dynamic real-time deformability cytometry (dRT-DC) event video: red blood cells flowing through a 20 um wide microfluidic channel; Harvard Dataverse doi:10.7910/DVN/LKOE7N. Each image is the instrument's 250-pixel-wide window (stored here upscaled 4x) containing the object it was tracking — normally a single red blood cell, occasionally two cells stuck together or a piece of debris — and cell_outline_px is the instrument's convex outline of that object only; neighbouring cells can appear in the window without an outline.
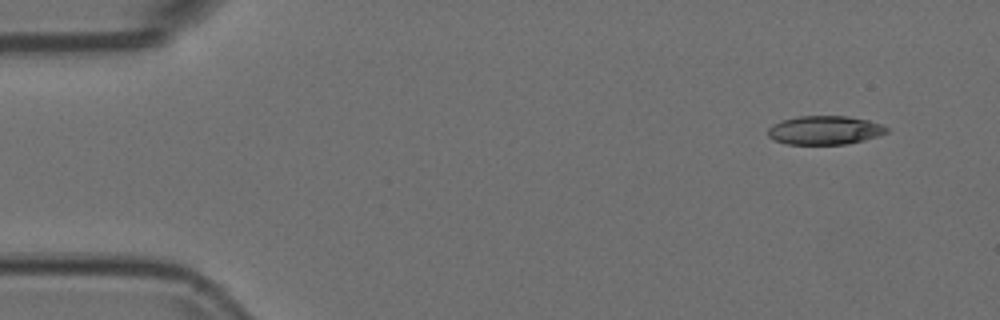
{"species": "Egyptian fruit bat (a non-hibernating species)", "species_latin": "Rousettus aegyptiacus", "temperature_condition": "room temperature", "stored_images_in_passage": 50, "camera_frame_rate_fps": 3000, "um_per_image_px": 0.085, "animal": {"sex": "female"}, "frame": {"image": 1, "passage_image": 1, "time_ms": 0.0, "image_size_px": [1000, 320], "cell_outline_px": [[888, 132], [880, 136], [848, 144], [788, 144], [772, 140], [768, 136], [768, 128], [772, 124], [780, 120], [796, 116], [848, 116], [868, 120], [880, 124], [888, 128]], "centroid_in_image_um": [70.08, 11.06], "position_along_channel_um": 14.9, "area_um2": 20.11}}
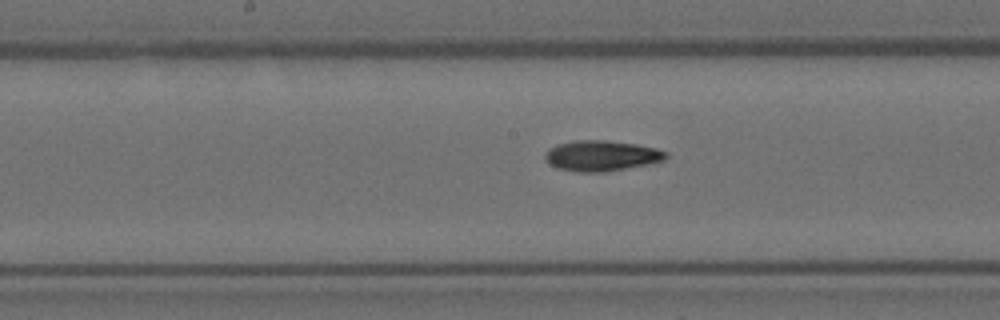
{"frame": {"image": 2, "passage_image": 24, "time_ms": 7.667, "image_size_px": [1000, 320], "cell_outline_px": [[668, 156], [664, 160], [624, 168], [600, 172], [580, 172], [560, 168], [548, 164], [544, 160], [544, 152], [548, 148], [556, 144], [576, 140], [608, 140], [636, 144], [656, 148], [668, 152]], "centroid_in_image_um": [51.07, 13.22], "position_along_channel_um": 197.1, "area_um2": 21.44}}
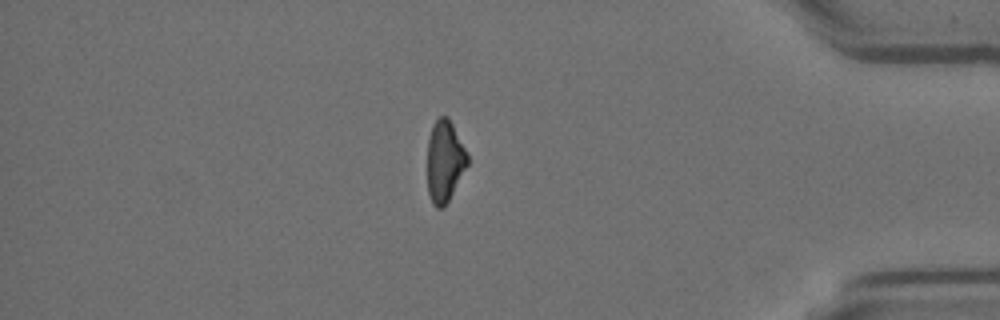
{"frame": {"image": 3, "passage_image": 43, "time_ms": 14.0, "image_size_px": [1000, 320], "cell_outline_px": [[468, 164], [444, 208], [436, 208], [432, 204], [428, 192], [428, 136], [432, 124], [440, 116], [448, 116], [468, 156]], "centroid_in_image_um": [37.78, 13.71], "position_along_channel_um": 397.4, "area_um2": 18.9}}